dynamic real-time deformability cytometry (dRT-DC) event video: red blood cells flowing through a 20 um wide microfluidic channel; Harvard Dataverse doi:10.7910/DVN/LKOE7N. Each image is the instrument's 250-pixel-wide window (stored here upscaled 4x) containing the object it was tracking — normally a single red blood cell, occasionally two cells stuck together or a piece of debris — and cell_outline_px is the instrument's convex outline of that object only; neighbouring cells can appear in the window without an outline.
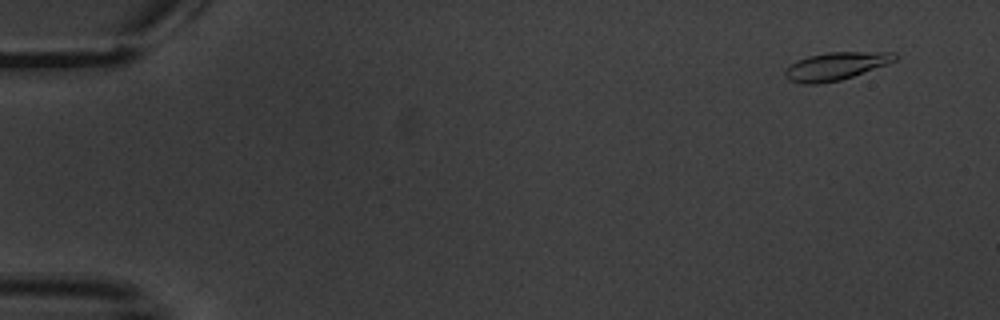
{"species": "common noctule bat (a hibernating species)", "species_latin": "Nyctalus noctula", "temperature_condition": "warm", "stored_images_in_passage": 7, "camera_frame_rate_fps": 3000, "um_per_image_px": 0.085, "animal": {"sex": "male", "body_mass_g": 20.1, "forearm_length_mm": 53.5}, "frame": {"image": 1, "passage_image": 2, "time_ms": 1.0, "image_size_px": [1000, 320], "cell_outline_px": [[896, 60], [888, 64], [840, 80], [816, 84], [804, 84], [788, 80], [784, 76], [784, 68], [796, 60], [808, 56], [828, 52], [896, 52]], "centroid_in_image_um": [70.99, 5.62], "position_along_channel_um": 14.0, "area_um2": 17.86}}
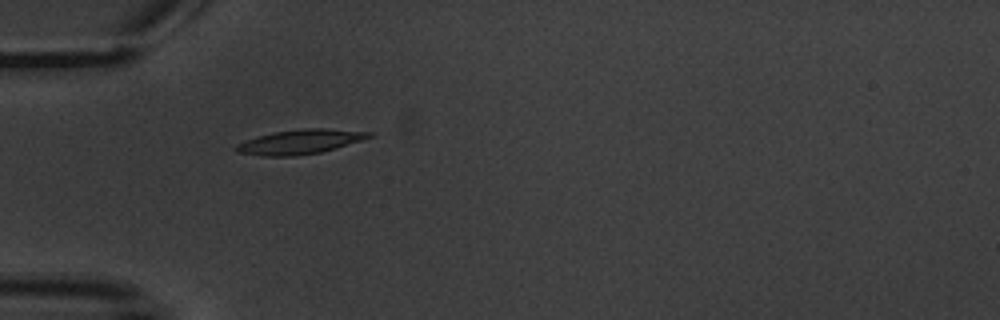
{"frame": {"image": 2, "passage_image": 6, "time_ms": 6.0, "image_size_px": [1000, 320], "cell_outline_px": [[372, 136], [336, 148], [320, 152], [296, 156], [260, 156], [236, 152], [232, 148], [236, 144], [260, 136], [276, 132], [304, 128], [328, 128], [372, 132]], "centroid_in_image_um": [25.48, 12.06], "position_along_channel_um": 59.5, "area_um2": 18.79}}